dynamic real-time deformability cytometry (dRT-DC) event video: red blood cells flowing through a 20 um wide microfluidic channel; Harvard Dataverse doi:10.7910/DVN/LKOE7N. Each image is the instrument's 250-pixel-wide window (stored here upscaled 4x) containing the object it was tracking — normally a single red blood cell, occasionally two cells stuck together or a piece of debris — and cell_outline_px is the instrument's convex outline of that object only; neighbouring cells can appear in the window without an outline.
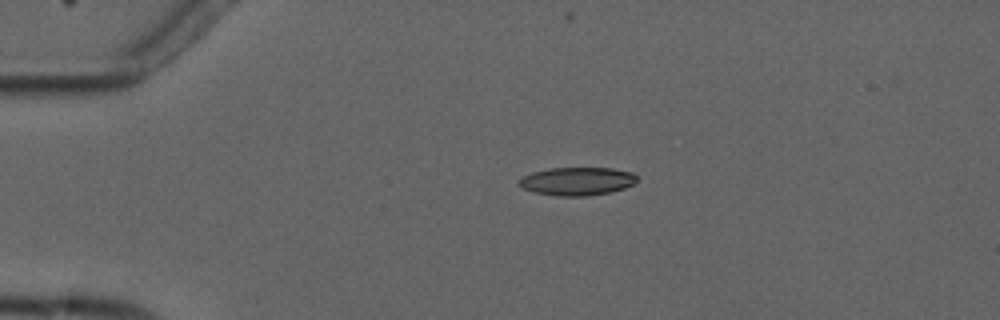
{"species": "common noctule bat (a hibernating species)", "species_latin": "Nyctalus noctula", "temperature_condition": "cold", "stored_images_in_passage": 2, "camera_frame_rate_fps": 3000, "um_per_image_px": 0.085, "animal": {"sex": "male", "forearm_length_mm": 52.5}, "frame": {"image": 1, "passage_image": 1, "time_ms": 0.0, "image_size_px": [1000, 320], "cell_outline_px": [[636, 180], [632, 184], [624, 188], [608, 192], [588, 196], [556, 196], [532, 192], [516, 184], [516, 180], [520, 176], [532, 172], [548, 168], [612, 168], [632, 172], [636, 176]], "centroid_in_image_um": [48.96, 15.4], "position_along_channel_um": 36.0, "area_um2": 19.54}}